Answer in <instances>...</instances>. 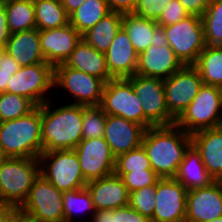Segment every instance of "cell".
Returning a JSON list of instances; mask_svg holds the SVG:
<instances>
[{
	"label": "cell",
	"mask_w": 222,
	"mask_h": 222,
	"mask_svg": "<svg viewBox=\"0 0 222 222\" xmlns=\"http://www.w3.org/2000/svg\"><path fill=\"white\" fill-rule=\"evenodd\" d=\"M141 145L159 177H175L192 137L176 124L153 126L145 129Z\"/></svg>",
	"instance_id": "1"
},
{
	"label": "cell",
	"mask_w": 222,
	"mask_h": 222,
	"mask_svg": "<svg viewBox=\"0 0 222 222\" xmlns=\"http://www.w3.org/2000/svg\"><path fill=\"white\" fill-rule=\"evenodd\" d=\"M53 102L41 105L43 152L73 150L83 139V106L67 103L56 108Z\"/></svg>",
	"instance_id": "2"
},
{
	"label": "cell",
	"mask_w": 222,
	"mask_h": 222,
	"mask_svg": "<svg viewBox=\"0 0 222 222\" xmlns=\"http://www.w3.org/2000/svg\"><path fill=\"white\" fill-rule=\"evenodd\" d=\"M42 152L41 106L25 116L0 122L2 157L39 158Z\"/></svg>",
	"instance_id": "3"
},
{
	"label": "cell",
	"mask_w": 222,
	"mask_h": 222,
	"mask_svg": "<svg viewBox=\"0 0 222 222\" xmlns=\"http://www.w3.org/2000/svg\"><path fill=\"white\" fill-rule=\"evenodd\" d=\"M39 175V158L3 157L0 161V201L18 209Z\"/></svg>",
	"instance_id": "4"
},
{
	"label": "cell",
	"mask_w": 222,
	"mask_h": 222,
	"mask_svg": "<svg viewBox=\"0 0 222 222\" xmlns=\"http://www.w3.org/2000/svg\"><path fill=\"white\" fill-rule=\"evenodd\" d=\"M175 124L190 135L222 126V88L203 84Z\"/></svg>",
	"instance_id": "5"
},
{
	"label": "cell",
	"mask_w": 222,
	"mask_h": 222,
	"mask_svg": "<svg viewBox=\"0 0 222 222\" xmlns=\"http://www.w3.org/2000/svg\"><path fill=\"white\" fill-rule=\"evenodd\" d=\"M40 174L61 192L86 187L75 150L42 152Z\"/></svg>",
	"instance_id": "6"
},
{
	"label": "cell",
	"mask_w": 222,
	"mask_h": 222,
	"mask_svg": "<svg viewBox=\"0 0 222 222\" xmlns=\"http://www.w3.org/2000/svg\"><path fill=\"white\" fill-rule=\"evenodd\" d=\"M17 210L34 222H64L63 192L40 174Z\"/></svg>",
	"instance_id": "7"
},
{
	"label": "cell",
	"mask_w": 222,
	"mask_h": 222,
	"mask_svg": "<svg viewBox=\"0 0 222 222\" xmlns=\"http://www.w3.org/2000/svg\"><path fill=\"white\" fill-rule=\"evenodd\" d=\"M105 82L95 76L80 70L68 67L65 63L54 67L53 88L65 90L64 95L70 94V104L89 106H100L102 101Z\"/></svg>",
	"instance_id": "8"
},
{
	"label": "cell",
	"mask_w": 222,
	"mask_h": 222,
	"mask_svg": "<svg viewBox=\"0 0 222 222\" xmlns=\"http://www.w3.org/2000/svg\"><path fill=\"white\" fill-rule=\"evenodd\" d=\"M100 107L107 115L123 117L145 129L153 127L144 117L142 103L127 78L110 79L105 83Z\"/></svg>",
	"instance_id": "9"
},
{
	"label": "cell",
	"mask_w": 222,
	"mask_h": 222,
	"mask_svg": "<svg viewBox=\"0 0 222 222\" xmlns=\"http://www.w3.org/2000/svg\"><path fill=\"white\" fill-rule=\"evenodd\" d=\"M169 46L183 65H194L204 50L202 17L190 15L173 25L163 27Z\"/></svg>",
	"instance_id": "10"
},
{
	"label": "cell",
	"mask_w": 222,
	"mask_h": 222,
	"mask_svg": "<svg viewBox=\"0 0 222 222\" xmlns=\"http://www.w3.org/2000/svg\"><path fill=\"white\" fill-rule=\"evenodd\" d=\"M53 81L54 67L51 64L47 62L33 64L21 67L11 76L7 92L24 96L36 106H41L53 99L50 97Z\"/></svg>",
	"instance_id": "11"
},
{
	"label": "cell",
	"mask_w": 222,
	"mask_h": 222,
	"mask_svg": "<svg viewBox=\"0 0 222 222\" xmlns=\"http://www.w3.org/2000/svg\"><path fill=\"white\" fill-rule=\"evenodd\" d=\"M142 103L144 117L153 126H169L176 120L170 115L164 90V80L135 74L127 78Z\"/></svg>",
	"instance_id": "12"
},
{
	"label": "cell",
	"mask_w": 222,
	"mask_h": 222,
	"mask_svg": "<svg viewBox=\"0 0 222 222\" xmlns=\"http://www.w3.org/2000/svg\"><path fill=\"white\" fill-rule=\"evenodd\" d=\"M202 85L201 76L193 65H184L164 80L167 108L175 120L186 110Z\"/></svg>",
	"instance_id": "13"
},
{
	"label": "cell",
	"mask_w": 222,
	"mask_h": 222,
	"mask_svg": "<svg viewBox=\"0 0 222 222\" xmlns=\"http://www.w3.org/2000/svg\"><path fill=\"white\" fill-rule=\"evenodd\" d=\"M188 190L175 177L160 178L156 184L151 222H185Z\"/></svg>",
	"instance_id": "14"
},
{
	"label": "cell",
	"mask_w": 222,
	"mask_h": 222,
	"mask_svg": "<svg viewBox=\"0 0 222 222\" xmlns=\"http://www.w3.org/2000/svg\"><path fill=\"white\" fill-rule=\"evenodd\" d=\"M74 150L86 182L114 174L116 157L104 137L82 139Z\"/></svg>",
	"instance_id": "15"
},
{
	"label": "cell",
	"mask_w": 222,
	"mask_h": 222,
	"mask_svg": "<svg viewBox=\"0 0 222 222\" xmlns=\"http://www.w3.org/2000/svg\"><path fill=\"white\" fill-rule=\"evenodd\" d=\"M222 216V181L187 192L185 222H207Z\"/></svg>",
	"instance_id": "16"
},
{
	"label": "cell",
	"mask_w": 222,
	"mask_h": 222,
	"mask_svg": "<svg viewBox=\"0 0 222 222\" xmlns=\"http://www.w3.org/2000/svg\"><path fill=\"white\" fill-rule=\"evenodd\" d=\"M41 50L45 61L53 67L65 63L82 35L71 25L39 30Z\"/></svg>",
	"instance_id": "17"
},
{
	"label": "cell",
	"mask_w": 222,
	"mask_h": 222,
	"mask_svg": "<svg viewBox=\"0 0 222 222\" xmlns=\"http://www.w3.org/2000/svg\"><path fill=\"white\" fill-rule=\"evenodd\" d=\"M145 128L123 117L107 115L104 139L112 154L117 157L139 147Z\"/></svg>",
	"instance_id": "18"
},
{
	"label": "cell",
	"mask_w": 222,
	"mask_h": 222,
	"mask_svg": "<svg viewBox=\"0 0 222 222\" xmlns=\"http://www.w3.org/2000/svg\"><path fill=\"white\" fill-rule=\"evenodd\" d=\"M183 66L169 45L162 48L150 45L138 54L136 74L165 80Z\"/></svg>",
	"instance_id": "19"
},
{
	"label": "cell",
	"mask_w": 222,
	"mask_h": 222,
	"mask_svg": "<svg viewBox=\"0 0 222 222\" xmlns=\"http://www.w3.org/2000/svg\"><path fill=\"white\" fill-rule=\"evenodd\" d=\"M104 54L108 72L113 79L129 78L136 74L138 53L123 28Z\"/></svg>",
	"instance_id": "20"
},
{
	"label": "cell",
	"mask_w": 222,
	"mask_h": 222,
	"mask_svg": "<svg viewBox=\"0 0 222 222\" xmlns=\"http://www.w3.org/2000/svg\"><path fill=\"white\" fill-rule=\"evenodd\" d=\"M96 211L115 210L129 205L130 192L121 177L110 176L87 182Z\"/></svg>",
	"instance_id": "21"
},
{
	"label": "cell",
	"mask_w": 222,
	"mask_h": 222,
	"mask_svg": "<svg viewBox=\"0 0 222 222\" xmlns=\"http://www.w3.org/2000/svg\"><path fill=\"white\" fill-rule=\"evenodd\" d=\"M191 137L208 174L214 181H222V126L198 131Z\"/></svg>",
	"instance_id": "22"
},
{
	"label": "cell",
	"mask_w": 222,
	"mask_h": 222,
	"mask_svg": "<svg viewBox=\"0 0 222 222\" xmlns=\"http://www.w3.org/2000/svg\"><path fill=\"white\" fill-rule=\"evenodd\" d=\"M5 51L20 67L46 62L37 28L12 33L5 46Z\"/></svg>",
	"instance_id": "23"
},
{
	"label": "cell",
	"mask_w": 222,
	"mask_h": 222,
	"mask_svg": "<svg viewBox=\"0 0 222 222\" xmlns=\"http://www.w3.org/2000/svg\"><path fill=\"white\" fill-rule=\"evenodd\" d=\"M65 64L68 67L98 77L105 83L113 79L107 69L105 54L97 51L82 38L65 61Z\"/></svg>",
	"instance_id": "24"
},
{
	"label": "cell",
	"mask_w": 222,
	"mask_h": 222,
	"mask_svg": "<svg viewBox=\"0 0 222 222\" xmlns=\"http://www.w3.org/2000/svg\"><path fill=\"white\" fill-rule=\"evenodd\" d=\"M175 178L189 191L194 188L207 187L214 179L208 174L200 152L192 144L180 163Z\"/></svg>",
	"instance_id": "25"
},
{
	"label": "cell",
	"mask_w": 222,
	"mask_h": 222,
	"mask_svg": "<svg viewBox=\"0 0 222 222\" xmlns=\"http://www.w3.org/2000/svg\"><path fill=\"white\" fill-rule=\"evenodd\" d=\"M123 14L111 11L82 35V39L97 51L105 53L122 28Z\"/></svg>",
	"instance_id": "26"
},
{
	"label": "cell",
	"mask_w": 222,
	"mask_h": 222,
	"mask_svg": "<svg viewBox=\"0 0 222 222\" xmlns=\"http://www.w3.org/2000/svg\"><path fill=\"white\" fill-rule=\"evenodd\" d=\"M193 66L204 85L222 88V46L206 45Z\"/></svg>",
	"instance_id": "27"
},
{
	"label": "cell",
	"mask_w": 222,
	"mask_h": 222,
	"mask_svg": "<svg viewBox=\"0 0 222 222\" xmlns=\"http://www.w3.org/2000/svg\"><path fill=\"white\" fill-rule=\"evenodd\" d=\"M158 24L152 19L139 17L133 13L123 14L122 28L129 36L135 51H145L152 42Z\"/></svg>",
	"instance_id": "28"
},
{
	"label": "cell",
	"mask_w": 222,
	"mask_h": 222,
	"mask_svg": "<svg viewBox=\"0 0 222 222\" xmlns=\"http://www.w3.org/2000/svg\"><path fill=\"white\" fill-rule=\"evenodd\" d=\"M63 212L64 222H80L78 216L80 217L81 214L84 215L85 213L83 218L85 217L88 221L89 217L90 221L88 222H92L96 209L88 189L83 187L63 192Z\"/></svg>",
	"instance_id": "29"
},
{
	"label": "cell",
	"mask_w": 222,
	"mask_h": 222,
	"mask_svg": "<svg viewBox=\"0 0 222 222\" xmlns=\"http://www.w3.org/2000/svg\"><path fill=\"white\" fill-rule=\"evenodd\" d=\"M110 12L106 0H86L69 15V24L83 35Z\"/></svg>",
	"instance_id": "30"
},
{
	"label": "cell",
	"mask_w": 222,
	"mask_h": 222,
	"mask_svg": "<svg viewBox=\"0 0 222 222\" xmlns=\"http://www.w3.org/2000/svg\"><path fill=\"white\" fill-rule=\"evenodd\" d=\"M36 16V28L47 30L69 24V15L61 0H33Z\"/></svg>",
	"instance_id": "31"
},
{
	"label": "cell",
	"mask_w": 222,
	"mask_h": 222,
	"mask_svg": "<svg viewBox=\"0 0 222 222\" xmlns=\"http://www.w3.org/2000/svg\"><path fill=\"white\" fill-rule=\"evenodd\" d=\"M10 33L36 28L33 0H17L4 5Z\"/></svg>",
	"instance_id": "32"
},
{
	"label": "cell",
	"mask_w": 222,
	"mask_h": 222,
	"mask_svg": "<svg viewBox=\"0 0 222 222\" xmlns=\"http://www.w3.org/2000/svg\"><path fill=\"white\" fill-rule=\"evenodd\" d=\"M206 45L222 46V1L213 0L202 15Z\"/></svg>",
	"instance_id": "33"
},
{
	"label": "cell",
	"mask_w": 222,
	"mask_h": 222,
	"mask_svg": "<svg viewBox=\"0 0 222 222\" xmlns=\"http://www.w3.org/2000/svg\"><path fill=\"white\" fill-rule=\"evenodd\" d=\"M37 106L28 98L9 93H0V122L10 121L25 116Z\"/></svg>",
	"instance_id": "34"
},
{
	"label": "cell",
	"mask_w": 222,
	"mask_h": 222,
	"mask_svg": "<svg viewBox=\"0 0 222 222\" xmlns=\"http://www.w3.org/2000/svg\"><path fill=\"white\" fill-rule=\"evenodd\" d=\"M152 169L150 160L142 145L126 153L120 154L115 159L114 174L122 177L126 172Z\"/></svg>",
	"instance_id": "35"
},
{
	"label": "cell",
	"mask_w": 222,
	"mask_h": 222,
	"mask_svg": "<svg viewBox=\"0 0 222 222\" xmlns=\"http://www.w3.org/2000/svg\"><path fill=\"white\" fill-rule=\"evenodd\" d=\"M107 114L100 106H83L82 135L83 139L102 138Z\"/></svg>",
	"instance_id": "36"
},
{
	"label": "cell",
	"mask_w": 222,
	"mask_h": 222,
	"mask_svg": "<svg viewBox=\"0 0 222 222\" xmlns=\"http://www.w3.org/2000/svg\"><path fill=\"white\" fill-rule=\"evenodd\" d=\"M155 193L156 185L145 186L130 192L129 206L151 220L155 208Z\"/></svg>",
	"instance_id": "37"
},
{
	"label": "cell",
	"mask_w": 222,
	"mask_h": 222,
	"mask_svg": "<svg viewBox=\"0 0 222 222\" xmlns=\"http://www.w3.org/2000/svg\"><path fill=\"white\" fill-rule=\"evenodd\" d=\"M92 222H151L148 218L132 209L129 205L115 210H98Z\"/></svg>",
	"instance_id": "38"
},
{
	"label": "cell",
	"mask_w": 222,
	"mask_h": 222,
	"mask_svg": "<svg viewBox=\"0 0 222 222\" xmlns=\"http://www.w3.org/2000/svg\"><path fill=\"white\" fill-rule=\"evenodd\" d=\"M121 178L129 192H133L145 186L156 185L161 177L153 169H146L126 172Z\"/></svg>",
	"instance_id": "39"
},
{
	"label": "cell",
	"mask_w": 222,
	"mask_h": 222,
	"mask_svg": "<svg viewBox=\"0 0 222 222\" xmlns=\"http://www.w3.org/2000/svg\"><path fill=\"white\" fill-rule=\"evenodd\" d=\"M190 16L179 0H171L166 5L158 19L155 21L159 26H169Z\"/></svg>",
	"instance_id": "40"
},
{
	"label": "cell",
	"mask_w": 222,
	"mask_h": 222,
	"mask_svg": "<svg viewBox=\"0 0 222 222\" xmlns=\"http://www.w3.org/2000/svg\"><path fill=\"white\" fill-rule=\"evenodd\" d=\"M171 0H137L135 15L156 21Z\"/></svg>",
	"instance_id": "41"
},
{
	"label": "cell",
	"mask_w": 222,
	"mask_h": 222,
	"mask_svg": "<svg viewBox=\"0 0 222 222\" xmlns=\"http://www.w3.org/2000/svg\"><path fill=\"white\" fill-rule=\"evenodd\" d=\"M21 67L6 52L0 58V93L7 92L9 80Z\"/></svg>",
	"instance_id": "42"
},
{
	"label": "cell",
	"mask_w": 222,
	"mask_h": 222,
	"mask_svg": "<svg viewBox=\"0 0 222 222\" xmlns=\"http://www.w3.org/2000/svg\"><path fill=\"white\" fill-rule=\"evenodd\" d=\"M189 15L202 17L213 0H179Z\"/></svg>",
	"instance_id": "43"
},
{
	"label": "cell",
	"mask_w": 222,
	"mask_h": 222,
	"mask_svg": "<svg viewBox=\"0 0 222 222\" xmlns=\"http://www.w3.org/2000/svg\"><path fill=\"white\" fill-rule=\"evenodd\" d=\"M110 11L131 14L134 13L137 0H106Z\"/></svg>",
	"instance_id": "44"
},
{
	"label": "cell",
	"mask_w": 222,
	"mask_h": 222,
	"mask_svg": "<svg viewBox=\"0 0 222 222\" xmlns=\"http://www.w3.org/2000/svg\"><path fill=\"white\" fill-rule=\"evenodd\" d=\"M10 35L5 7L4 5H0V45L6 46Z\"/></svg>",
	"instance_id": "45"
},
{
	"label": "cell",
	"mask_w": 222,
	"mask_h": 222,
	"mask_svg": "<svg viewBox=\"0 0 222 222\" xmlns=\"http://www.w3.org/2000/svg\"><path fill=\"white\" fill-rule=\"evenodd\" d=\"M17 214L18 210L15 206L0 201V222H12Z\"/></svg>",
	"instance_id": "46"
},
{
	"label": "cell",
	"mask_w": 222,
	"mask_h": 222,
	"mask_svg": "<svg viewBox=\"0 0 222 222\" xmlns=\"http://www.w3.org/2000/svg\"><path fill=\"white\" fill-rule=\"evenodd\" d=\"M168 40L167 38L165 37V33H164V30H163V27L162 26H157L154 30V35H153V39H152V42H151V46H154V47H164V46H168Z\"/></svg>",
	"instance_id": "47"
},
{
	"label": "cell",
	"mask_w": 222,
	"mask_h": 222,
	"mask_svg": "<svg viewBox=\"0 0 222 222\" xmlns=\"http://www.w3.org/2000/svg\"><path fill=\"white\" fill-rule=\"evenodd\" d=\"M84 1L86 0H61V3L67 14L70 15L73 11L79 8Z\"/></svg>",
	"instance_id": "48"
},
{
	"label": "cell",
	"mask_w": 222,
	"mask_h": 222,
	"mask_svg": "<svg viewBox=\"0 0 222 222\" xmlns=\"http://www.w3.org/2000/svg\"><path fill=\"white\" fill-rule=\"evenodd\" d=\"M12 222H34V221H31L30 219L17 214L12 220Z\"/></svg>",
	"instance_id": "49"
},
{
	"label": "cell",
	"mask_w": 222,
	"mask_h": 222,
	"mask_svg": "<svg viewBox=\"0 0 222 222\" xmlns=\"http://www.w3.org/2000/svg\"><path fill=\"white\" fill-rule=\"evenodd\" d=\"M14 1H17V0H0V5H5L7 3L14 2Z\"/></svg>",
	"instance_id": "50"
},
{
	"label": "cell",
	"mask_w": 222,
	"mask_h": 222,
	"mask_svg": "<svg viewBox=\"0 0 222 222\" xmlns=\"http://www.w3.org/2000/svg\"><path fill=\"white\" fill-rule=\"evenodd\" d=\"M5 52H6V51H5V46L0 45V58H1V56H2Z\"/></svg>",
	"instance_id": "51"
},
{
	"label": "cell",
	"mask_w": 222,
	"mask_h": 222,
	"mask_svg": "<svg viewBox=\"0 0 222 222\" xmlns=\"http://www.w3.org/2000/svg\"><path fill=\"white\" fill-rule=\"evenodd\" d=\"M207 222H222V216L218 217V218H216L214 220L207 221Z\"/></svg>",
	"instance_id": "52"
}]
</instances>
